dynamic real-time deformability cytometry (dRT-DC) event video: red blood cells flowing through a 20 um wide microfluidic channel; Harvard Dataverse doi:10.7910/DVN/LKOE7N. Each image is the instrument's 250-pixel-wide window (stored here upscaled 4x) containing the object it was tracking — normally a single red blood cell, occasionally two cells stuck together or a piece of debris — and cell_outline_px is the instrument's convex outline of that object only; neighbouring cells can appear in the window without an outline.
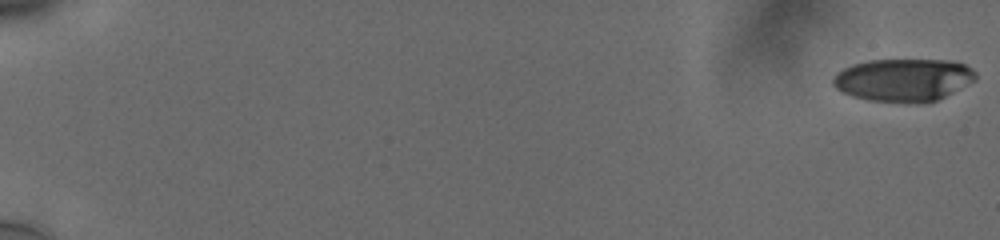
{"species": "human", "species_latin": "Homo sapiens", "temperature_condition": "cold", "stored_images_in_passage": 58, "camera_frame_rate_fps": 3000, "um_per_image_px": 0.085, "donor": {"sex": "male"}, "frame": {"image": 1, "passage_image": 1, "time_ms": 0.0, "image_size_px": [1000, 240], "cell_outline_px": [[976, 80], [936, 100], [868, 100], [852, 96], [840, 92], [832, 84], [832, 76], [836, 72], [852, 64], [868, 60], [948, 60], [964, 64], [972, 68], [976, 72]], "centroid_in_image_um": [76.74, 6.74], "position_along_channel_um": 8.3, "area_um2": 34.85}}
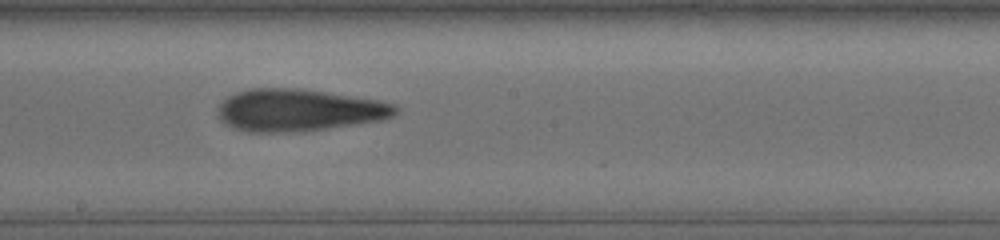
{"frame": {"image": 2, "passage_image": 35, "time_ms": 11.333, "image_size_px": [1000, 240], "cell_outline_px": [[400, 108], [392, 116], [384, 120], [324, 128], [280, 132], [248, 132], [224, 124], [216, 116], [216, 108], [228, 96], [236, 92], [248, 88], [296, 88], [380, 100], [396, 104]], "centroid_in_image_um": [25.35, 9.35], "position_along_channel_um": 222.8, "area_um2": 43.52}}
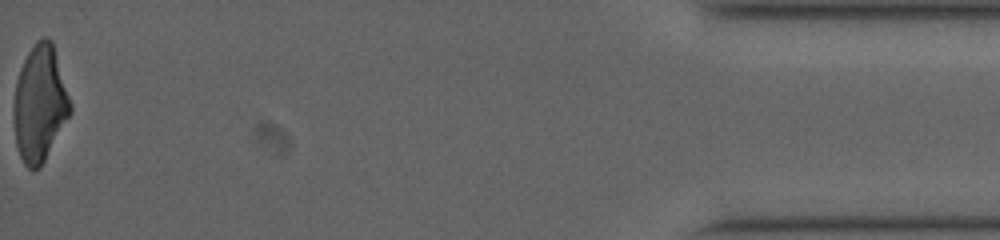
{"frame": {"image": 3, "passage_image": 58, "time_ms": 19.0, "image_size_px": [1000, 240], "cell_outline_px": [[72, 112], [40, 168], [28, 168], [24, 164], [20, 156], [16, 144], [12, 116], [12, 108], [16, 80], [20, 68], [28, 52], [36, 40], [44, 36], [48, 36], [52, 40], [72, 104]], "centroid_in_image_um": [3.37, 8.79], "position_along_channel_um": 431.8, "area_um2": 38.73}, "authors_computed_cell_mechanics": {"area_um2": 40.1999, "velocity_mm_per_s": 3.7927, "shape_relaxation_time_tau1_ms": null, "shape_relaxation_time_tau2_ms": 4.1761, "deformation_change_tau1": null, "deformation_change_tau2": 0.1646}}